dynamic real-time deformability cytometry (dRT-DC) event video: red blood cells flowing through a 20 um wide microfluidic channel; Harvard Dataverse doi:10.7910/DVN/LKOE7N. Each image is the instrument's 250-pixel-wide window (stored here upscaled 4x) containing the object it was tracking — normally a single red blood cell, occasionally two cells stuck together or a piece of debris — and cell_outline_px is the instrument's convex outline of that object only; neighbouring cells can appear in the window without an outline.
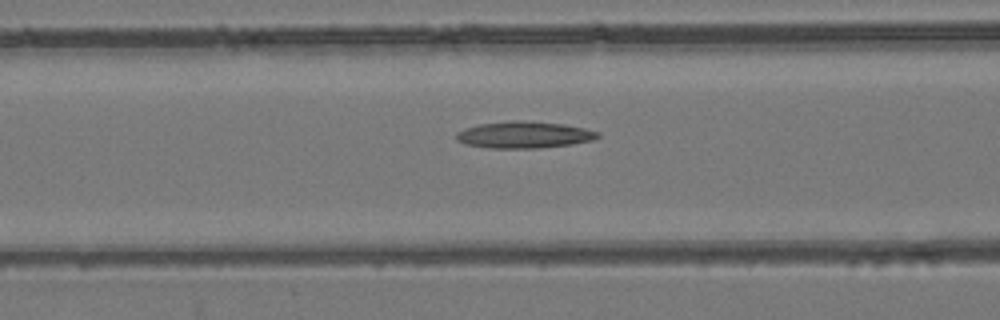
{"species": "common noctule bat (a hibernating species)", "species_latin": "Nyctalus noctula", "temperature_condition": "room temperature", "stored_images_in_passage": 48, "camera_frame_rate_fps": 3000, "um_per_image_px": 0.085, "animal": {"sex": "female", "body_mass_g": 24.6, "forearm_length_mm": 56.2}, "frame": {"image": 1, "passage_image": 15, "time_ms": 4.667, "image_size_px": [1000, 320], "cell_outline_px": [[600, 136], [592, 140], [572, 144], [536, 148], [488, 148], [464, 144], [456, 140], [456, 132], [464, 128], [480, 124], [512, 120], [516, 120], [564, 124], [584, 128], [600, 132]], "centroid_in_image_um": [44.52, 11.46], "position_along_channel_um": 122.1, "area_um2": 22.02}}
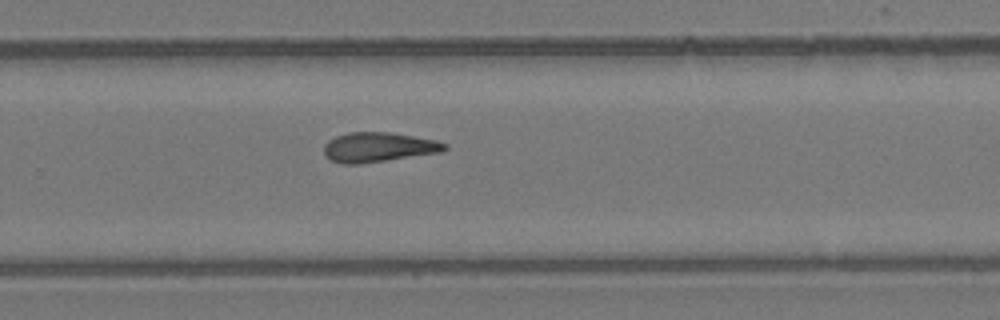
{"frame": {"image": 2, "passage_image": 29, "time_ms": 9.333, "image_size_px": [1000, 320], "cell_outline_px": [[448, 148], [440, 152], [360, 164], [340, 164], [324, 156], [324, 144], [328, 140], [336, 136], [348, 132], [392, 132], [436, 140], [448, 144]], "centroid_in_image_um": [32.14, 12.51], "position_along_channel_um": 297.7, "area_um2": 20.98}}
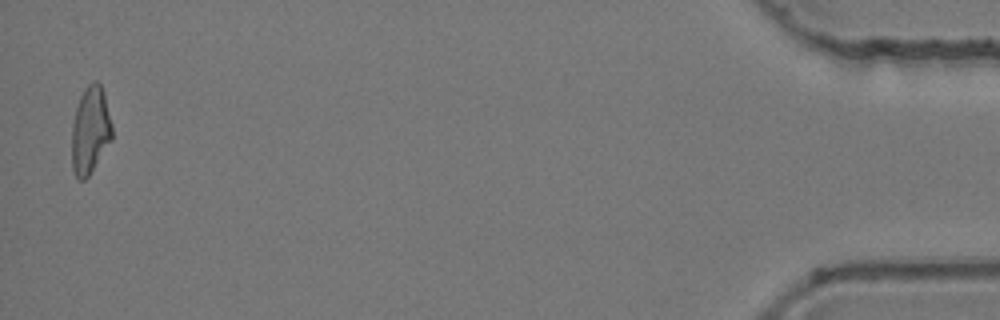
{"frame": {"image": 3, "passage_image": 47, "time_ms": 15.333, "image_size_px": [1000, 320], "cell_outline_px": [[112, 140], [88, 176], [84, 180], [76, 180], [72, 168], [72, 124], [76, 108], [80, 96], [84, 88], [92, 80], [96, 80], [100, 84], [104, 92], [112, 124]], "centroid_in_image_um": [7.67, 11.06], "position_along_channel_um": 427.5, "area_um2": 20.69}}